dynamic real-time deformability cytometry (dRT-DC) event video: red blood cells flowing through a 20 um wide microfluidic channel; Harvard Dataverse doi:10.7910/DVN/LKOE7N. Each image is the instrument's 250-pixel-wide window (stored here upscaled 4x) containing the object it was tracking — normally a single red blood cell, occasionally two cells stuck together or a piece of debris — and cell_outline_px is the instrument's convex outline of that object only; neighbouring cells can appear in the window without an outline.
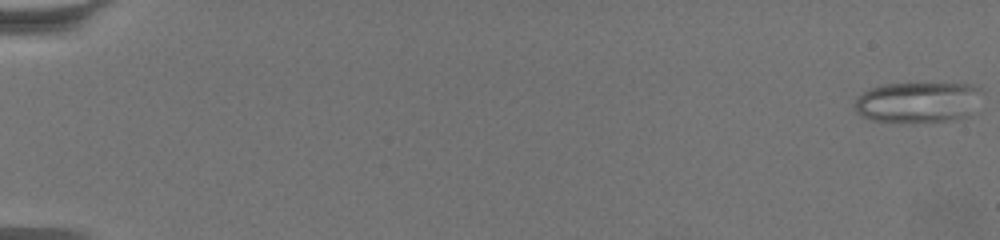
{"species": "common noctule bat (a hibernating species)", "species_latin": "Nyctalus noctula", "temperature_condition": "warm", "stored_images_in_passage": 64, "camera_frame_rate_fps": 3000, "um_per_image_px": 0.085, "animal": {"sex": "female", "body_mass_g": 19.5, "forearm_length_mm": 54.1}, "frame": {"image": 1, "passage_image": 1, "time_ms": 0.0, "image_size_px": [1000, 240], "cell_outline_px": [[984, 88], [968, 116], [952, 120], [872, 120], [860, 116], [856, 112], [856, 96], [872, 88], [884, 84], [972, 84]], "centroid_in_image_um": [78.03, 8.65], "position_along_channel_um": 7.0, "area_um2": 29.36}}
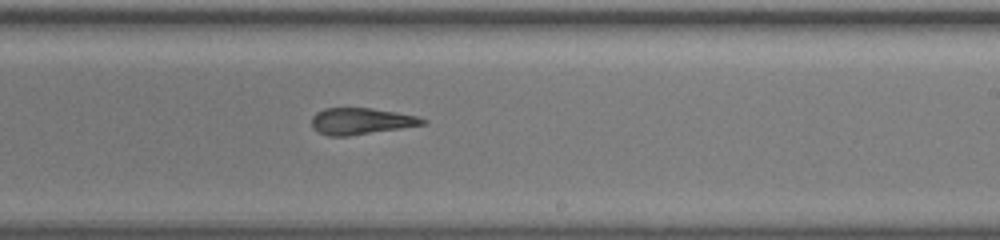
{"frame": {"image": 2, "passage_image": 41, "time_ms": 13.333, "image_size_px": [1000, 240], "cell_outline_px": [[428, 120], [424, 124], [400, 128], [348, 136], [328, 136], [316, 132], [312, 128], [312, 116], [316, 112], [324, 108], [372, 108], [396, 112], [416, 116]], "centroid_in_image_um": [30.63, 10.3], "position_along_channel_um": 258.4, "area_um2": 17.11}}
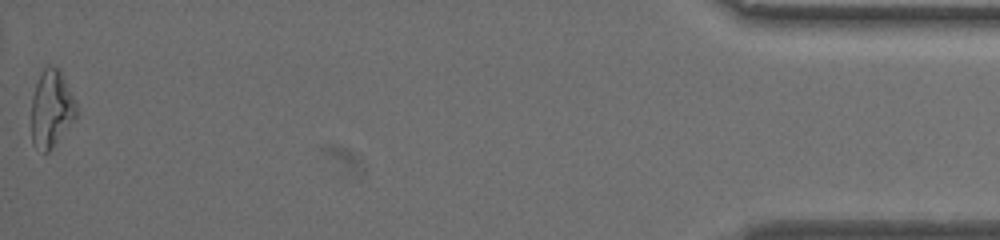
{"frame": {"image": 3, "passage_image": 64, "time_ms": 21.0, "image_size_px": [1000, 240], "cell_outline_px": [[76, 120], [52, 148], [48, 152], [44, 152], [36, 148], [32, 144], [32, 96], [36, 84], [44, 68], [48, 64], [60, 68], [76, 104]], "centroid_in_image_um": [4.38, 9.26], "position_along_channel_um": 430.8, "area_um2": 20.29}, "authors_computed_cell_mechanics": {"area_um2": 19.2763, "velocity_mm_per_s": 3.3762, "shape_relaxation_time_tau1_ms": null, "shape_relaxation_time_tau2_ms": 2.6733, "deformation_change_tau1": null, "deformation_change_tau2": 0.1355}}